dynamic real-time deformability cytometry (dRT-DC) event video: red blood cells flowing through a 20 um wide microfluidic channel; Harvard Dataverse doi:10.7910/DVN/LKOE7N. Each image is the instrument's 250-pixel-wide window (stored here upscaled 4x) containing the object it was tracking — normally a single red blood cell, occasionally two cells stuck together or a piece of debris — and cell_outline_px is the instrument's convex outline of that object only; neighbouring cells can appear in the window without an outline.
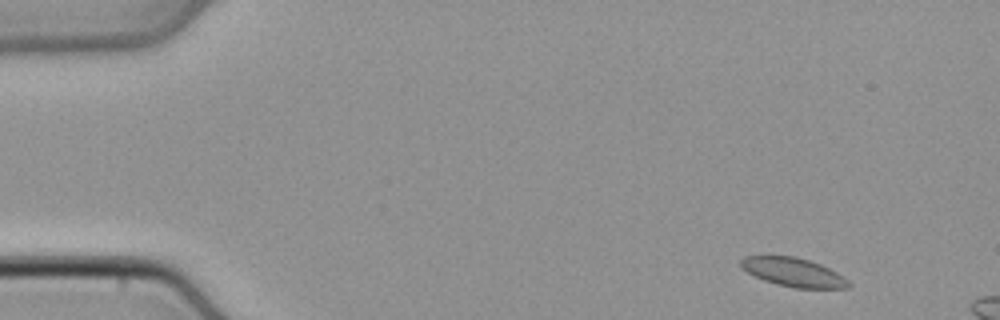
{"species": "common noctule bat (a hibernating species)", "species_latin": "Nyctalus noctula", "temperature_condition": "cold", "stored_images_in_passage": 11, "camera_frame_rate_fps": 3000, "um_per_image_px": 0.085, "animal": {"sex": "male", "body_mass_g": 21.5, "forearm_length_mm": 52.0}, "frame": {"image": 1, "passage_image": 4, "time_ms": 1.0, "image_size_px": [1000, 320], "cell_outline_px": [[852, 284], [848, 288], [796, 288], [776, 284], [764, 280], [740, 268], [740, 260], [744, 256], [796, 256], [820, 264], [844, 276]], "centroid_in_image_um": [67.44, 23.14], "position_along_channel_um": 17.6, "area_um2": 18.03}}